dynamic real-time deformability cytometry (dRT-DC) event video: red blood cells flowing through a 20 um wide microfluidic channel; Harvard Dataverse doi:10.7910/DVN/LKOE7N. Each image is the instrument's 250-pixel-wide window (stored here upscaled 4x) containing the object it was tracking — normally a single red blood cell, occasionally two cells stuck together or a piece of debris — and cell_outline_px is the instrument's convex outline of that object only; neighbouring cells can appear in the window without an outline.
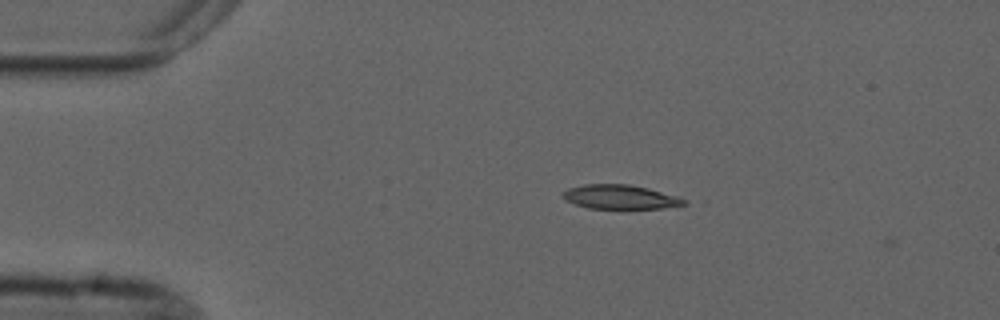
{"species": "common noctule bat (a hibernating species)", "species_latin": "Nyctalus noctula", "temperature_condition": "cold", "stored_images_in_passage": 3, "camera_frame_rate_fps": 3000, "um_per_image_px": 0.085, "animal": {"sex": "male", "forearm_length_mm": 52.5}, "frame": {"image": 1, "passage_image": 1, "time_ms": 0.0, "image_size_px": [1000, 320], "cell_outline_px": [[688, 204], [660, 208], [588, 208], [564, 200], [564, 192], [568, 188], [584, 184], [628, 184], [648, 188], [676, 196], [684, 200]], "centroid_in_image_um": [52.69, 16.73], "position_along_channel_um": 32.3, "area_um2": 16.76}}